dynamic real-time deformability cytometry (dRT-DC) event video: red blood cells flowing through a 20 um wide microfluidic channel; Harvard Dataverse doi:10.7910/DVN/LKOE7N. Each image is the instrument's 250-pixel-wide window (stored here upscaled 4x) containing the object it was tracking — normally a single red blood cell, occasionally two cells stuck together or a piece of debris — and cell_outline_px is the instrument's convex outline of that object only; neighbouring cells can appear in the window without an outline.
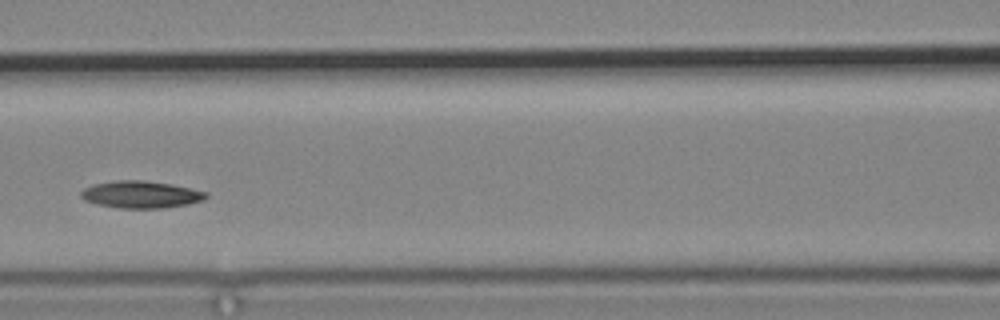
{"species": "common noctule bat (a hibernating species)", "species_latin": "Nyctalus noctula", "temperature_condition": "cold", "stored_images_in_passage": 6, "camera_frame_rate_fps": 3000, "um_per_image_px": 0.085, "animal": {"sex": "male", "body_mass_g": 19.2, "forearm_length_mm": 51.8}, "frame": {"image": 1, "passage_image": 5, "time_ms": 4.667, "image_size_px": [1000, 320], "cell_outline_px": [[208, 196], [204, 200], [188, 204], [164, 208], [120, 208], [96, 204], [84, 200], [80, 196], [80, 192], [84, 188], [92, 184], [116, 180], [144, 180], [172, 184], [208, 192]], "centroid_in_image_um": [11.97, 16.53], "position_along_channel_um": 154.6, "area_um2": 19.94}}